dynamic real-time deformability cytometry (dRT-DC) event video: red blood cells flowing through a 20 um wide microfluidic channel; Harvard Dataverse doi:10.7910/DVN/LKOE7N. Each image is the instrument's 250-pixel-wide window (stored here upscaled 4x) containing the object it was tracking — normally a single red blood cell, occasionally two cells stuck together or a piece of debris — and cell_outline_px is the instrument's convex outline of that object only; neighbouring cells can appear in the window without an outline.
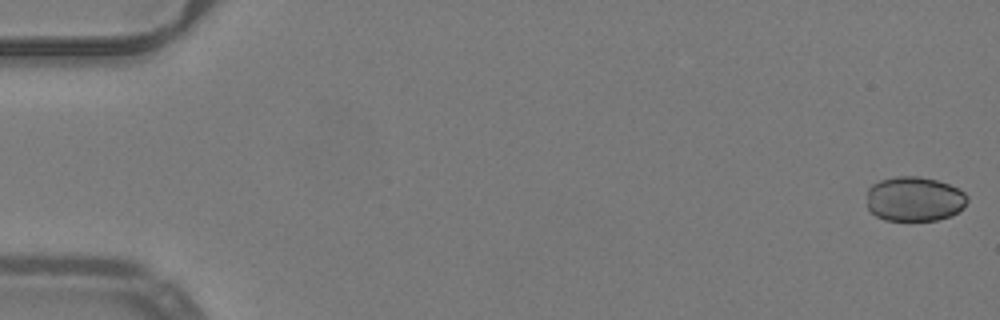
{"species": "common noctule bat (a hibernating species)", "species_latin": "Nyctalus noctula", "temperature_condition": "warm", "stored_images_in_passage": 50, "camera_frame_rate_fps": 3000, "um_per_image_px": 0.085, "animal": {"sex": "male", "body_mass_g": 19.2, "forearm_length_mm": 51.8}, "frame": {"image": 1, "passage_image": 1, "time_ms": 0.0, "image_size_px": [1000, 320], "cell_outline_px": [[968, 200], [964, 208], [960, 212], [952, 216], [936, 220], [884, 220], [876, 216], [868, 208], [868, 188], [872, 184], [880, 180], [896, 176], [920, 176], [936, 180], [960, 188], [968, 196]], "centroid_in_image_um": [77.76, 16.91], "position_along_channel_um": 7.2, "area_um2": 26.47}}
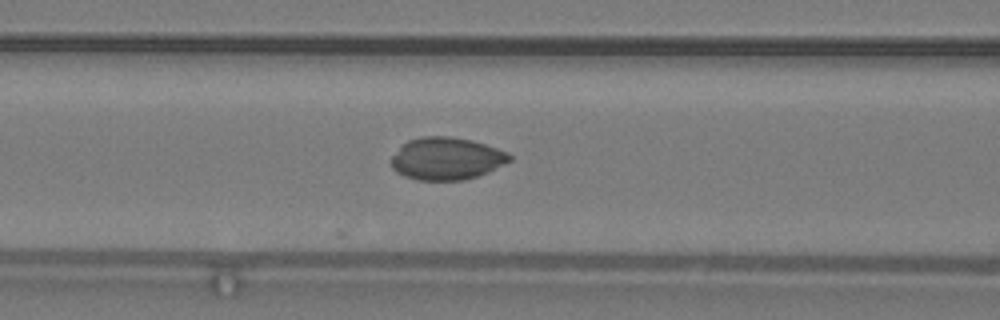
{"frame": {"image": 2, "passage_image": 22, "time_ms": 7.0, "image_size_px": [1000, 320], "cell_outline_px": [[512, 160], [488, 172], [464, 180], [420, 180], [404, 176], [396, 172], [392, 168], [392, 156], [408, 140], [420, 136], [448, 136], [472, 140], [508, 152], [512, 156]], "centroid_in_image_um": [37.96, 13.48], "position_along_channel_um": 128.6, "area_um2": 29.13}}
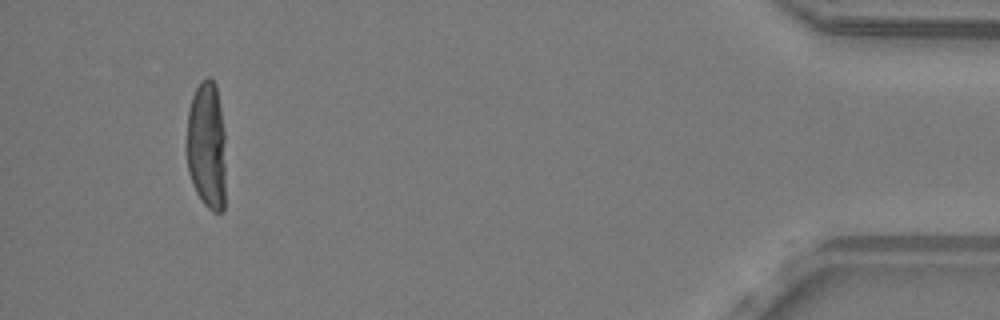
{"frame": {"image": 3, "passage_image": 49, "time_ms": 16.0, "image_size_px": [1000, 320], "cell_outline_px": [[224, 212], [212, 212], [204, 204], [196, 192], [188, 172], [184, 148], [184, 144], [188, 108], [192, 96], [200, 80], [208, 76], [216, 84], [224, 132]], "centroid_in_image_um": [17.52, 12.35], "position_along_channel_um": 417.7, "area_um2": 29.94}}